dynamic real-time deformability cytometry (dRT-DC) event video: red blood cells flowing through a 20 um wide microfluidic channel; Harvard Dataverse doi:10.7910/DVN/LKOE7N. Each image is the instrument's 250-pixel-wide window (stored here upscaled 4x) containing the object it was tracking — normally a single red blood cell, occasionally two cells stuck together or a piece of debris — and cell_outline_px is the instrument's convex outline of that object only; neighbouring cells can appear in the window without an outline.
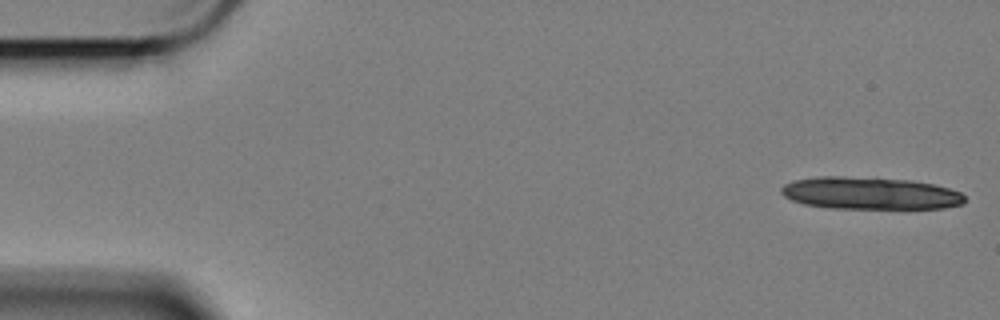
{"species": "Egyptian fruit bat (a non-hibernating species)", "species_latin": "Rousettus aegyptiacus", "temperature_condition": "cold", "stored_images_in_passage": 9, "camera_frame_rate_fps": 3000, "um_per_image_px": 0.085, "animal": {"sex": "female"}, "frame": {"image": 1, "passage_image": 1, "time_ms": 0.0, "image_size_px": [1000, 320], "cell_outline_px": [[964, 204], [944, 208], [832, 208], [804, 204], [792, 200], [784, 196], [780, 192], [780, 188], [784, 184], [792, 180], [816, 176], [844, 176], [912, 180], [932, 184], [948, 188], [960, 192], [964, 196]], "centroid_in_image_um": [73.91, 16.41], "position_along_channel_um": 11.1, "area_um2": 34.62}}